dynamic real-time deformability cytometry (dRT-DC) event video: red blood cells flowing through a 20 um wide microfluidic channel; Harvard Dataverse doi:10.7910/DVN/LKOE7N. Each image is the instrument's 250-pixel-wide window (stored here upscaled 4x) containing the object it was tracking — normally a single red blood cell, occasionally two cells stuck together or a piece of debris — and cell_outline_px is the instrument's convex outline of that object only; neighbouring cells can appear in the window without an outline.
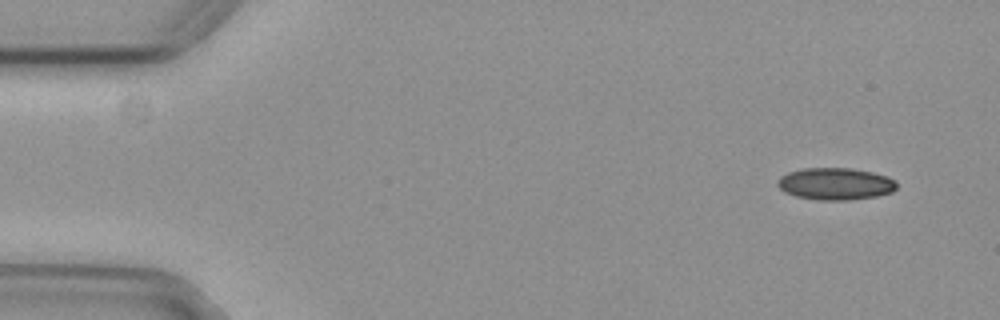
{"species": "common noctule bat (a hibernating species)", "species_latin": "Nyctalus noctula", "temperature_condition": "cold", "stored_images_in_passage": 54, "camera_frame_rate_fps": 3000, "um_per_image_px": 0.085, "animal": {"sex": "female", "body_mass_g": 29.2, "forearm_length_mm": 56.3}, "frame": {"image": 1, "passage_image": 3, "time_ms": 0.667, "image_size_px": [1000, 320], "cell_outline_px": [[896, 188], [892, 192], [876, 196], [844, 200], [820, 200], [796, 196], [784, 192], [776, 184], [776, 180], [780, 176], [788, 172], [804, 168], [852, 168], [872, 172], [888, 176], [896, 180]], "centroid_in_image_um": [71.0, 15.61], "position_along_channel_um": 14.0, "area_um2": 22.31}}
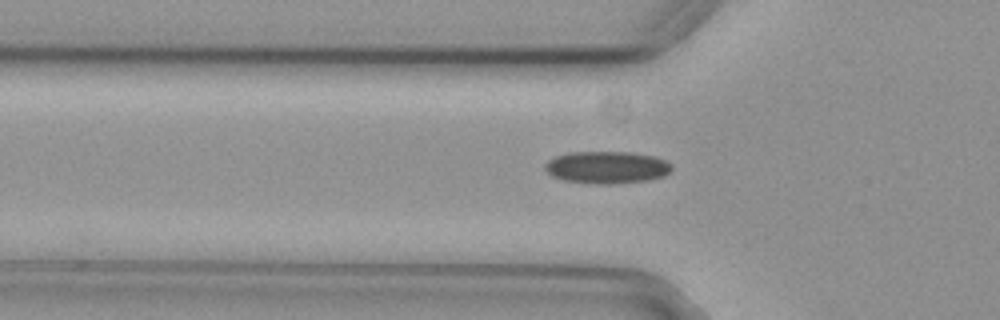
{"frame": {"image": 2, "passage_image": 17, "time_ms": 5.333, "image_size_px": [1000, 320], "cell_outline_px": [[672, 168], [664, 176], [648, 180], [612, 184], [596, 184], [564, 180], [552, 176], [544, 168], [544, 164], [548, 160], [556, 156], [568, 152], [628, 152], [652, 156], [664, 160], [672, 164]], "centroid_in_image_um": [51.56, 14.23], "position_along_channel_um": 74.2, "area_um2": 23.76}}
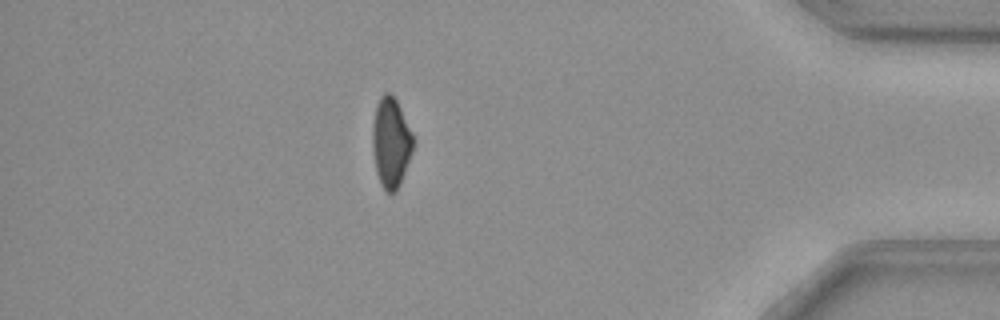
{"frame": {"image": 3, "passage_image": 47, "time_ms": 15.333, "image_size_px": [1000, 320], "cell_outline_px": [[412, 152], [400, 184], [396, 192], [384, 192], [380, 184], [376, 172], [372, 148], [372, 124], [376, 104], [380, 96], [384, 92], [388, 92], [396, 100], [412, 132]], "centroid_in_image_um": [33.19, 12.13], "position_along_channel_um": 402.0, "area_um2": 21.33}, "authors_computed_cell_mechanics": {"area_um2": 22.7154, "velocity_mm_per_s": 3.7276, "shape_relaxation_time_tau1_ms": 9.4309, "shape_relaxation_time_tau2_ms": null, "deformation_change_tau1": 0.1642, "deformation_change_tau2": null}}